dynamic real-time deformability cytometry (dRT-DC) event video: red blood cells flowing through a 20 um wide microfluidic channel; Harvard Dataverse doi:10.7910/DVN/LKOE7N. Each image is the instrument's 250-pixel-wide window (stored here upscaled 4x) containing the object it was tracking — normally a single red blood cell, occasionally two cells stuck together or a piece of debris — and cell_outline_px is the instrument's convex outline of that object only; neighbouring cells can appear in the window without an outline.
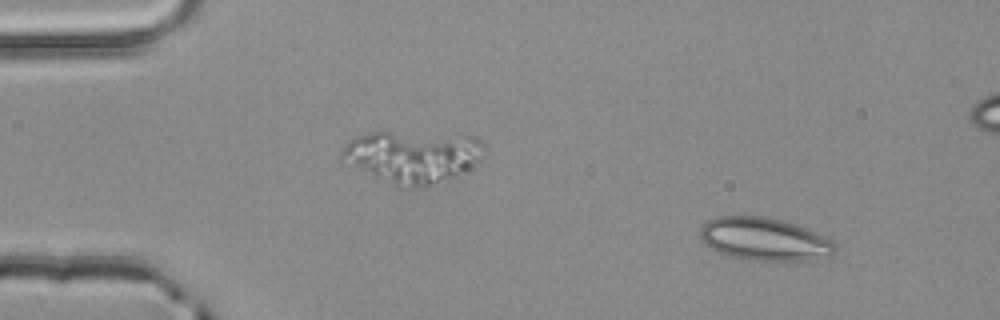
{"species": "common noctule bat (a hibernating species)", "species_latin": "Nyctalus noctula", "temperature_condition": "room temperature", "stored_images_in_passage": 3, "camera_frame_rate_fps": 3000, "um_per_image_px": 0.085, "animal": {"sex": "male", "body_mass_g": 20.4}, "frame": {"image": 1, "passage_image": 3, "time_ms": 0.667, "image_size_px": [1000, 320], "cell_outline_px": [[836, 252], [832, 256], [812, 260], [748, 260], [728, 256], [704, 244], [700, 240], [700, 228], [708, 220], [716, 216], [768, 216], [796, 224], [832, 240], [836, 244]], "centroid_in_image_um": [64.97, 20.33], "position_along_channel_um": 20.0, "area_um2": 33.93}}